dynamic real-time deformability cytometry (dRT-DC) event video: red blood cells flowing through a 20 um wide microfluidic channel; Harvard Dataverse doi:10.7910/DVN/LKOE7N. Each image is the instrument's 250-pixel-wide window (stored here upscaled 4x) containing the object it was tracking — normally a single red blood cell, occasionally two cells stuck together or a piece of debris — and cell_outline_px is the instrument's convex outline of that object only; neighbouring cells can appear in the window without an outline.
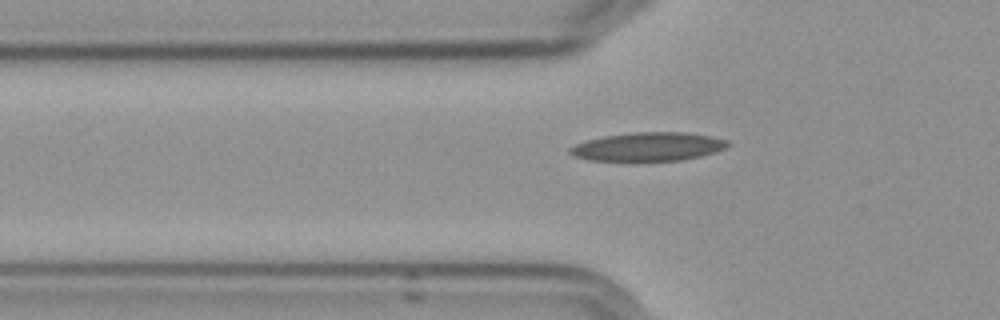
{"species": "Egyptian fruit bat (a non-hibernating species)", "species_latin": "Rousettus aegyptiacus", "temperature_condition": "cold", "stored_images_in_passage": 41, "camera_frame_rate_fps": 3000, "um_per_image_px": 0.085, "frame": {"image": 1, "passage_image": 6, "time_ms": 1.667, "image_size_px": [1000, 320], "cell_outline_px": [[732, 144], [728, 148], [700, 156], [680, 160], [588, 160], [572, 156], [568, 152], [568, 148], [576, 144], [588, 140], [604, 136], [632, 132], [688, 132], [712, 136], [728, 140]], "centroid_in_image_um": [55.13, 12.45], "position_along_channel_um": 70.7, "area_um2": 26.36}}
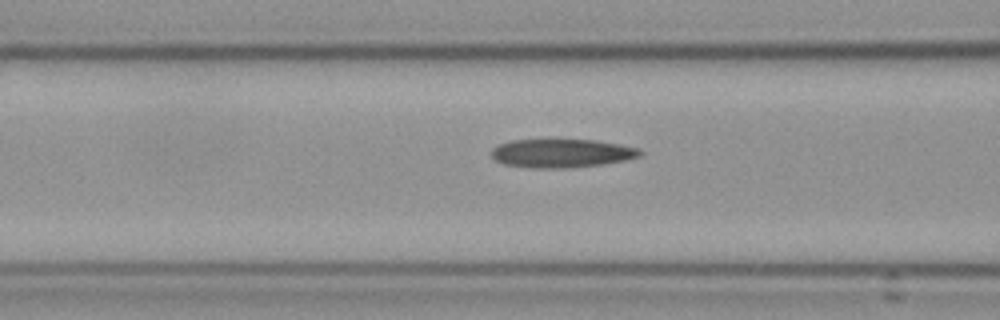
{"frame": {"image": 2, "passage_image": 10, "time_ms": 3.0, "image_size_px": [1000, 320], "cell_outline_px": [[644, 152], [640, 156], [624, 160], [604, 164], [568, 168], [532, 168], [504, 164], [496, 160], [492, 156], [492, 148], [500, 144], [512, 140], [596, 140], [620, 144], [640, 148]], "centroid_in_image_um": [47.78, 13.03], "position_along_channel_um": 118.8, "area_um2": 24.74}}
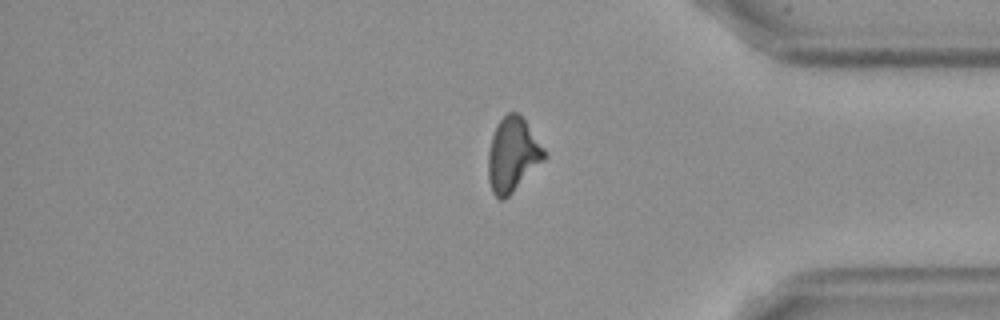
{"frame": {"image": 3, "passage_image": 34, "time_ms": 11.0, "image_size_px": [1000, 320], "cell_outline_px": [[548, 156], [504, 200], [500, 200], [492, 192], [488, 180], [488, 152], [492, 136], [496, 124], [508, 112], [516, 112], [524, 120], [548, 152]], "centroid_in_image_um": [43.58, 13.16], "position_along_channel_um": 391.6, "area_um2": 24.16}}